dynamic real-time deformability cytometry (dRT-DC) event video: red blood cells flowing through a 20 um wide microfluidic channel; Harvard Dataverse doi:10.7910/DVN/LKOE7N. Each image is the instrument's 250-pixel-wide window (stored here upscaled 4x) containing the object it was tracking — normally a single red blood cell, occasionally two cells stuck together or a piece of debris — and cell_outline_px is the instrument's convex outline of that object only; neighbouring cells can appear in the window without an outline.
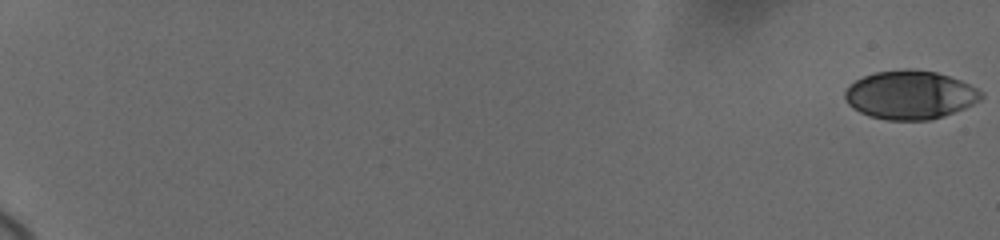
{"species": "human", "species_latin": "Homo sapiens", "temperature_condition": "cold", "stored_images_in_passage": 34, "camera_frame_rate_fps": 3000, "um_per_image_px": 0.085, "donor": {"sex": "female"}, "frame": {"image": 1, "passage_image": 1, "time_ms": 0.0, "image_size_px": [1000, 240], "cell_outline_px": [[984, 96], [980, 100], [964, 108], [944, 116], [928, 120], [888, 120], [868, 116], [852, 108], [848, 104], [844, 96], [844, 92], [856, 80], [864, 76], [876, 72], [904, 68], [908, 68], [936, 72], [960, 80], [984, 92]], "centroid_in_image_um": [77.36, 8.07], "position_along_channel_um": 7.6, "area_um2": 38.55}}
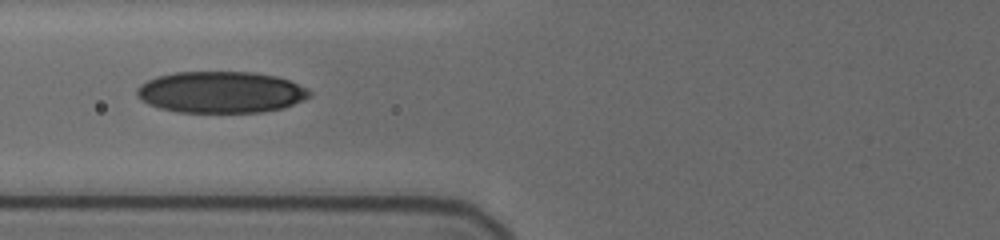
{"frame": {"image": 2, "passage_image": 25, "time_ms": 9.0, "image_size_px": [1000, 240], "cell_outline_px": [[312, 96], [304, 100], [284, 108], [260, 112], [176, 112], [160, 108], [148, 104], [140, 100], [136, 96], [136, 88], [140, 84], [156, 76], [176, 72], [252, 72], [276, 76], [288, 80], [312, 92]], "centroid_in_image_um": [18.74, 7.84], "position_along_channel_um": 107.1, "area_um2": 41.91}}
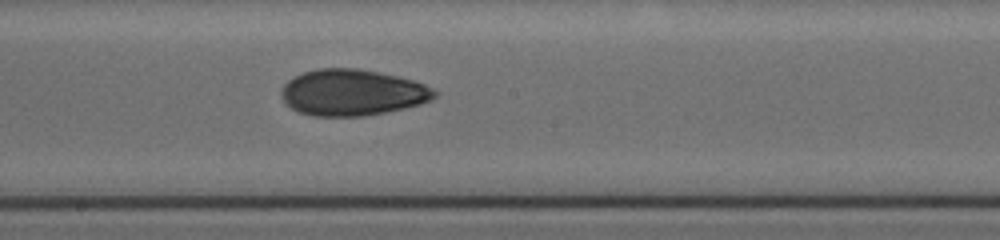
{"frame": {"image": 3, "passage_image": 34, "time_ms": 12.0, "image_size_px": [1000, 240], "cell_outline_px": [[440, 92], [432, 100], [420, 104], [404, 108], [364, 116], [312, 116], [300, 112], [292, 108], [280, 96], [280, 92], [284, 84], [288, 80], [304, 72], [320, 68], [356, 68], [396, 76], [412, 80], [424, 84]], "centroid_in_image_um": [29.96, 7.87], "position_along_channel_um": 218.2, "area_um2": 41.1}}